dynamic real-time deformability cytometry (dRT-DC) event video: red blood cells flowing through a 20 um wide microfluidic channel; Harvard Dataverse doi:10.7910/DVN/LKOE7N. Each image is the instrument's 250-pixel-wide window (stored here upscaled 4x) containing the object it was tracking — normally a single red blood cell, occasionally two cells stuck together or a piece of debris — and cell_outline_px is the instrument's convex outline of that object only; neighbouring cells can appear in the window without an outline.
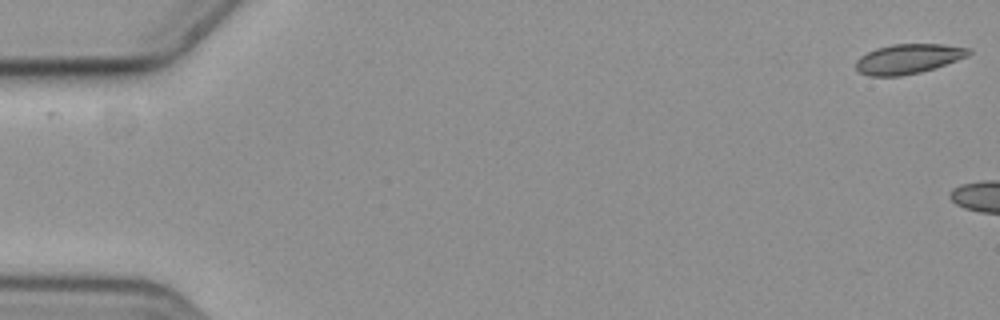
{"species": "common noctule bat (a hibernating species)", "species_latin": "Nyctalus noctula", "temperature_condition": "cold", "stored_images_in_passage": 13, "camera_frame_rate_fps": 3000, "um_per_image_px": 0.085, "animal": {"sex": "female", "body_mass_g": 19.3, "forearm_length_mm": 54.1}, "frame": {"image": 1, "passage_image": 1, "time_ms": 0.0, "image_size_px": [1000, 320], "cell_outline_px": [[972, 52], [968, 56], [936, 68], [920, 72], [900, 76], [868, 76], [860, 72], [856, 68], [856, 60], [860, 56], [876, 48], [892, 44], [944, 44], [972, 48]], "centroid_in_image_um": [77.23, 5.0], "position_along_channel_um": 7.8, "area_um2": 19.71}}